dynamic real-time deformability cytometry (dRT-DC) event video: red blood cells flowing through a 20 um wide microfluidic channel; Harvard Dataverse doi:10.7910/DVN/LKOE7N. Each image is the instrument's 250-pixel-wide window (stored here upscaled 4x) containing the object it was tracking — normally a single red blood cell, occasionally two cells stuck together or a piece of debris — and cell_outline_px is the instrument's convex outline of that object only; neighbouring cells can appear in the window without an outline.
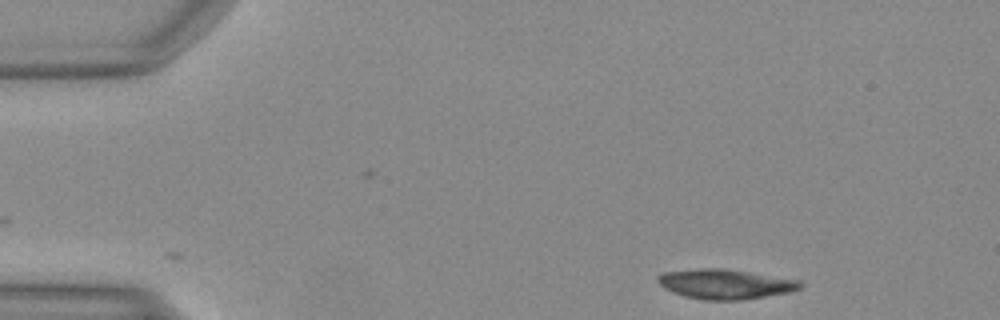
{"species": "Egyptian fruit bat (a non-hibernating species)", "species_latin": "Rousettus aegyptiacus", "temperature_condition": "warm", "stored_images_in_passage": 38, "camera_frame_rate_fps": 3000, "um_per_image_px": 0.085, "animal": {"sex": "female"}, "frame": {"image": 1, "passage_image": 1, "time_ms": 0.0, "image_size_px": [1000, 320], "cell_outline_px": [[804, 284], [800, 288], [788, 292], [740, 300], [704, 300], [684, 296], [672, 292], [664, 288], [656, 280], [656, 276], [664, 272], [700, 268], [724, 268], [800, 280]], "centroid_in_image_um": [61.61, 24.14], "position_along_channel_um": 23.4, "area_um2": 24.68}}
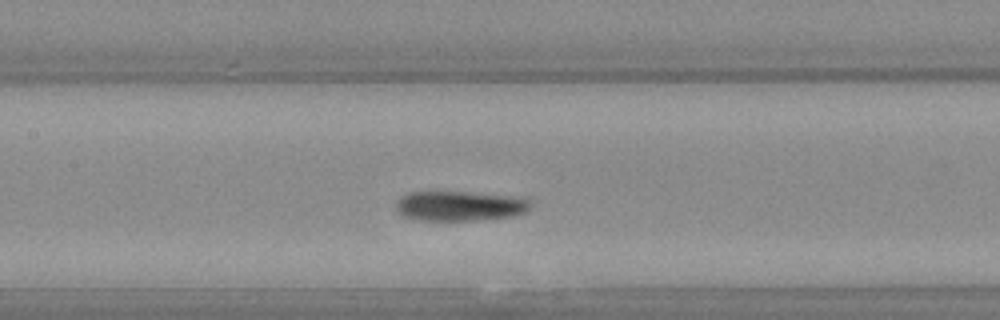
{"frame": {"image": 2, "passage_image": 17, "time_ms": 5.333, "image_size_px": [1000, 320], "cell_outline_px": [[532, 204], [524, 212], [512, 216], [488, 220], [420, 220], [400, 216], [396, 212], [396, 200], [400, 196], [408, 192], [464, 192], [528, 196], [532, 200]], "centroid_in_image_um": [39.12, 17.5], "position_along_channel_um": 168.3, "area_um2": 24.1}}
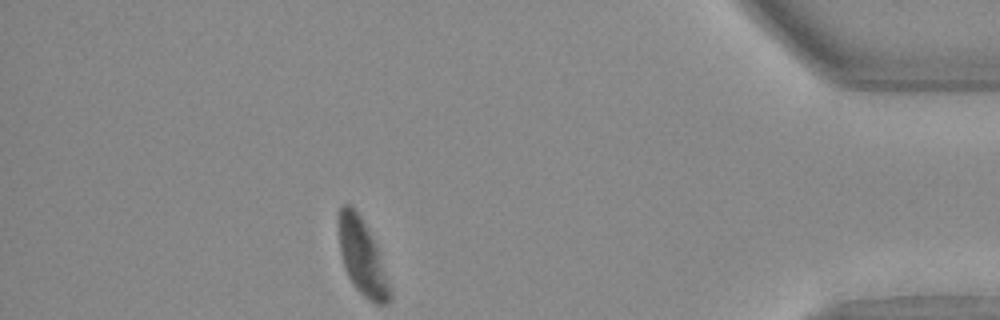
{"frame": {"image": 3, "passage_image": 38, "time_ms": 12.333, "image_size_px": [1000, 320], "cell_outline_px": [[392, 300], [388, 304], [376, 304], [368, 300], [352, 284], [344, 268], [340, 252], [336, 224], [336, 220], [340, 208], [344, 204], [348, 204], [360, 216], [376, 244], [380, 252], [392, 292]], "centroid_in_image_um": [30.78, 21.88], "position_along_channel_um": 404.4, "area_um2": 23.06}}